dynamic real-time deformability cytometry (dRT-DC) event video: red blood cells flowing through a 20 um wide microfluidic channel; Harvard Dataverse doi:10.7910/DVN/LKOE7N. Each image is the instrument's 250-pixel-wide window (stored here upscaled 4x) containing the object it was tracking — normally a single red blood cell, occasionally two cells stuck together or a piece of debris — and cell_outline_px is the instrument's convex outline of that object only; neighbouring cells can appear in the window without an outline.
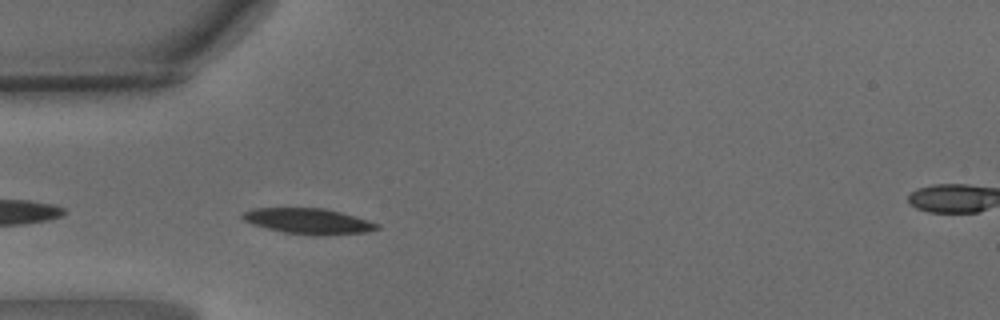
{"species": "common noctule bat (a hibernating species)", "species_latin": "Nyctalus noctula", "temperature_condition": "warm", "stored_images_in_passage": 37, "camera_frame_rate_fps": 3000, "um_per_image_px": 0.085, "animal": {"sex": "male", "body_mass_g": 15.6}, "frame": {"image": 1, "passage_image": 2, "time_ms": 0.333, "image_size_px": [1000, 320], "cell_outline_px": [[380, 228], [368, 232], [324, 236], [316, 236], [284, 232], [252, 224], [244, 220], [240, 216], [240, 212], [252, 208], [324, 208], [340, 212], [368, 220], [380, 224]], "centroid_in_image_um": [26.21, 18.8], "position_along_channel_um": 58.8, "area_um2": 20.29}}
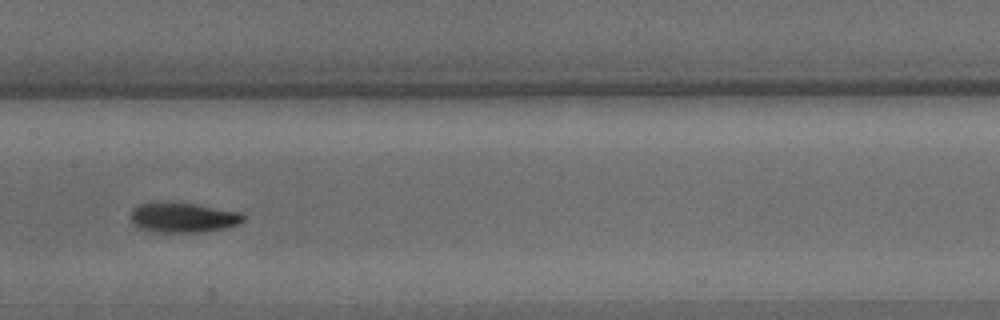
{"frame": {"image": 2, "passage_image": 12, "time_ms": 3.667, "image_size_px": [1000, 320], "cell_outline_px": [[244, 220], [240, 224], [224, 228], [204, 232], [152, 232], [140, 228], [132, 220], [132, 208], [140, 204], [156, 200], [164, 200], [196, 204], [244, 212]], "centroid_in_image_um": [15.58, 18.46], "position_along_channel_um": 191.8, "area_um2": 20.17}}
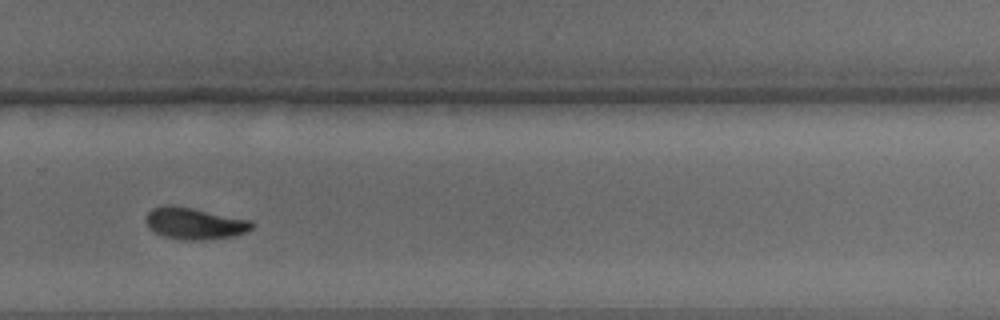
{"frame": {"image": 3, "passage_image": 21, "time_ms": 6.667, "image_size_px": [1000, 320], "cell_outline_px": [[256, 224], [252, 228], [236, 236], [200, 240], [184, 240], [164, 236], [156, 232], [144, 220], [148, 212], [152, 208], [164, 204], [172, 204], [252, 220]], "centroid_in_image_um": [16.56, 18.98], "position_along_channel_um": 313.2, "area_um2": 19.59}, "authors_computed_cell_mechanics": {"area_um2": 19.5364, "velocity_mm_per_s": 4.0555, "shape_relaxation_time_tau1_ms": 1.896, "shape_relaxation_time_tau2_ms": 3.4766, "deformation_change_tau1": 0.1167, "deformation_change_tau2": 0.0804}}